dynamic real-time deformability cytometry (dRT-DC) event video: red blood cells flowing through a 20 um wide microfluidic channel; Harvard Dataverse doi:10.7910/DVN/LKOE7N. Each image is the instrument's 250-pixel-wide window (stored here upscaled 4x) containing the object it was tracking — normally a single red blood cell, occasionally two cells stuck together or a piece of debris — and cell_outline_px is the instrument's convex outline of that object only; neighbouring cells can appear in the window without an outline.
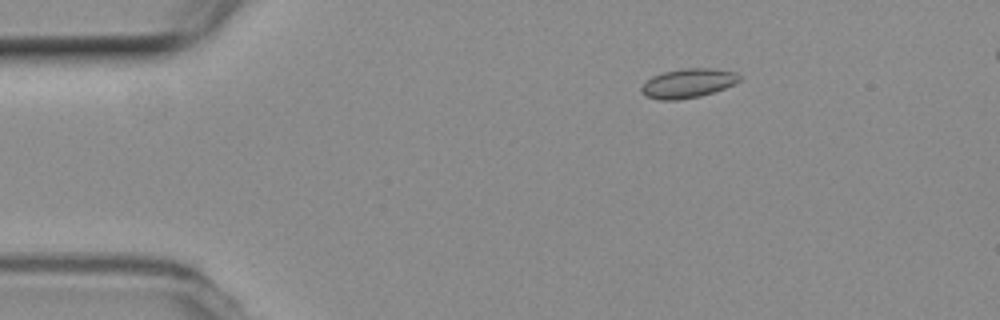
{"species": "common noctule bat (a hibernating species)", "species_latin": "Nyctalus noctula", "temperature_condition": "room temperature", "stored_images_in_passage": 47, "camera_frame_rate_fps": 3000, "um_per_image_px": 0.085, "animal": {"sex": "female", "body_mass_g": 19.3, "forearm_length_mm": 54.1}, "frame": {"image": 1, "passage_image": 1, "time_ms": 0.0, "image_size_px": [1000, 320], "cell_outline_px": [[740, 80], [724, 88], [700, 96], [676, 100], [660, 100], [644, 96], [640, 92], [640, 88], [652, 76], [664, 72], [684, 68], [708, 68], [736, 72], [740, 76]], "centroid_in_image_um": [58.44, 7.08], "position_along_channel_um": 26.6, "area_um2": 16.53}}
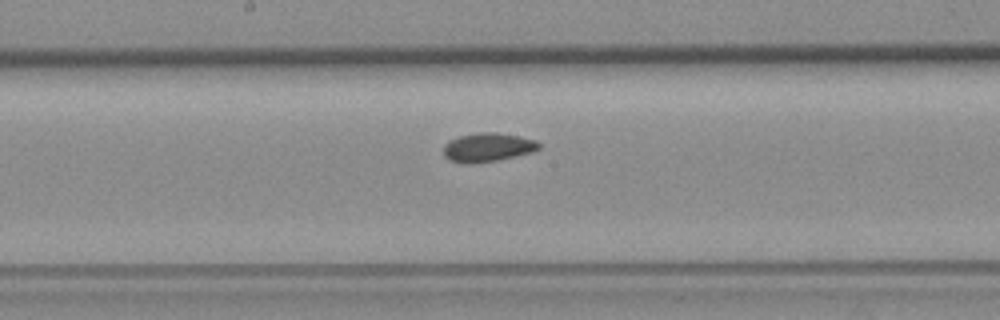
{"frame": {"image": 2, "passage_image": 21, "time_ms": 6.667, "image_size_px": [1000, 320], "cell_outline_px": [[540, 148], [532, 152], [496, 160], [468, 164], [448, 160], [444, 156], [444, 144], [448, 140], [460, 136], [476, 132], [496, 132], [520, 136], [536, 140], [540, 144]], "centroid_in_image_um": [41.43, 12.51], "position_along_channel_um": 206.8, "area_um2": 16.07}}
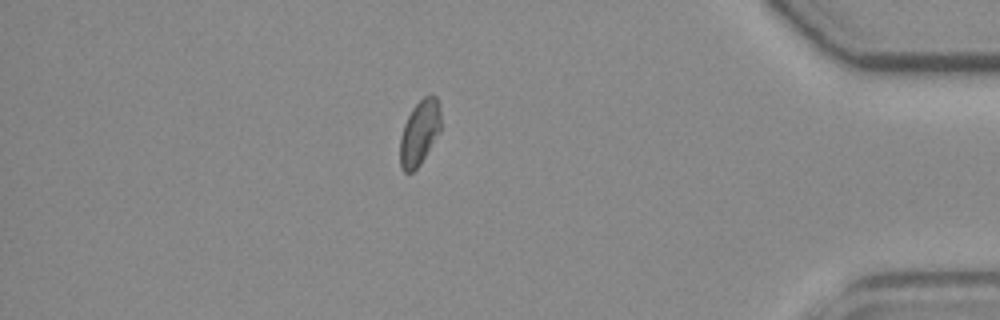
{"frame": {"image": 3, "passage_image": 40, "time_ms": 13.0, "image_size_px": [1000, 320], "cell_outline_px": [[440, 132], [420, 164], [412, 172], [404, 172], [400, 168], [400, 136], [404, 124], [412, 108], [424, 96], [432, 92], [436, 96], [440, 104]], "centroid_in_image_um": [35.66, 11.24], "position_along_channel_um": 399.5, "area_um2": 15.61}}